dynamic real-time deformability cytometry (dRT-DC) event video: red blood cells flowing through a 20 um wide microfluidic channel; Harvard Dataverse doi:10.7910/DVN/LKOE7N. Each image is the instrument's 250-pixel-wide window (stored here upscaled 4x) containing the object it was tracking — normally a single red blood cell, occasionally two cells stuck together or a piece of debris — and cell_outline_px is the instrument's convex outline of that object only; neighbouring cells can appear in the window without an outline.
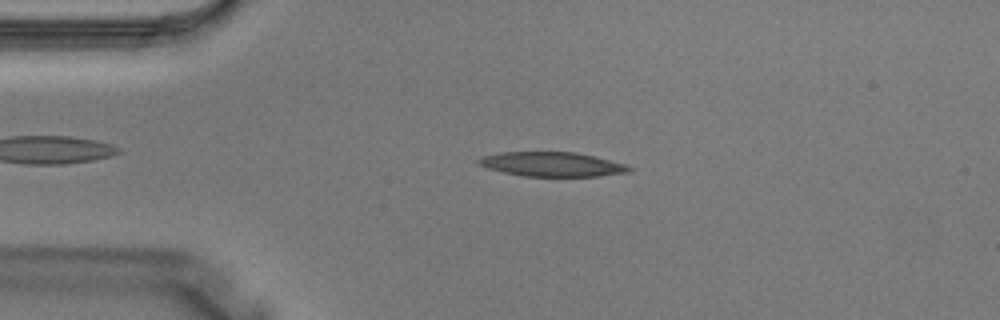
{"species": "Egyptian fruit bat (a non-hibernating species)", "species_latin": "Rousettus aegyptiacus", "temperature_condition": "warm", "stored_images_in_passage": 2, "camera_frame_rate_fps": 3000, "um_per_image_px": 0.085, "animal": {"sex": "male"}, "frame": {"image": 1, "passage_image": 2, "time_ms": 0.333, "image_size_px": [1000, 320], "cell_outline_px": [[632, 172], [600, 176], [524, 176], [504, 172], [488, 168], [480, 164], [476, 160], [480, 156], [500, 152], [576, 152], [596, 156], [628, 164], [632, 168]], "centroid_in_image_um": [46.98, 13.95], "position_along_channel_um": 38.0, "area_um2": 21.62}}